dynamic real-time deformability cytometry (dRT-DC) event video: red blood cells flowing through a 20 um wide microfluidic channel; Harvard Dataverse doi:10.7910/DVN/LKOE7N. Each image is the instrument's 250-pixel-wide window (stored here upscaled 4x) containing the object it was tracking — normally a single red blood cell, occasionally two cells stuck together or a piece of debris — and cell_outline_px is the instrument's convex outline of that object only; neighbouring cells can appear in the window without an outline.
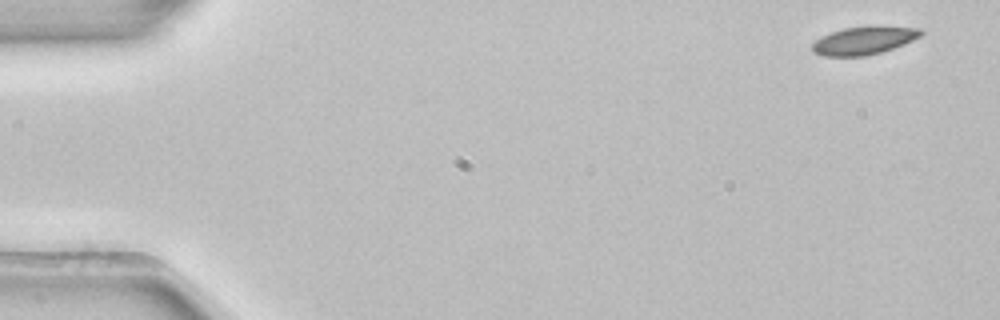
{"species": "common noctule bat (a hibernating species)", "species_latin": "Nyctalus noctula", "temperature_condition": "room temperature", "stored_images_in_passage": 3, "camera_frame_rate_fps": 3000, "um_per_image_px": 0.085, "animal": {"sex": "female", "body_mass_g": 22.7, "forearm_length_mm": 54.2}, "frame": {"image": 1, "passage_image": 1, "time_ms": 0.0, "image_size_px": [1000, 320], "cell_outline_px": [[924, 32], [920, 36], [904, 44], [880, 52], [864, 56], [824, 56], [812, 52], [812, 44], [820, 36], [844, 28], [868, 24], [880, 24], [920, 28]], "centroid_in_image_um": [73.45, 3.4], "position_along_channel_um": 11.5, "area_um2": 18.21}}
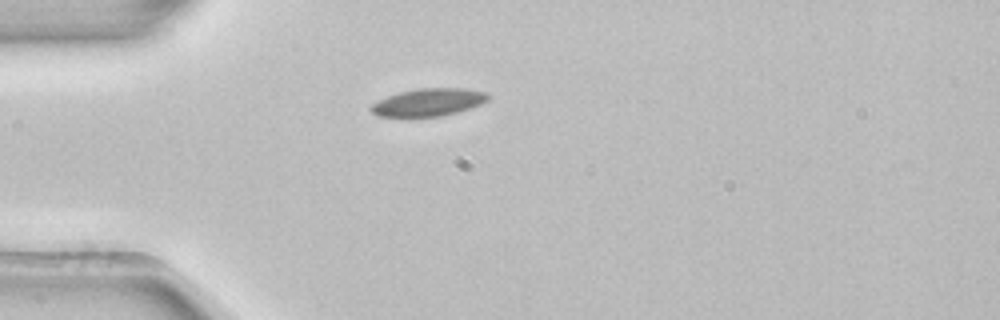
{"frame": {"image": 2, "passage_image": 3, "time_ms": 0.667, "image_size_px": [1000, 320], "cell_outline_px": [[492, 96], [488, 100], [480, 104], [456, 112], [440, 116], [376, 116], [368, 108], [372, 104], [388, 96], [400, 92], [416, 88], [464, 88], [488, 92]], "centroid_in_image_um": [36.45, 8.67], "position_along_channel_um": 48.6, "area_um2": 18.73}}